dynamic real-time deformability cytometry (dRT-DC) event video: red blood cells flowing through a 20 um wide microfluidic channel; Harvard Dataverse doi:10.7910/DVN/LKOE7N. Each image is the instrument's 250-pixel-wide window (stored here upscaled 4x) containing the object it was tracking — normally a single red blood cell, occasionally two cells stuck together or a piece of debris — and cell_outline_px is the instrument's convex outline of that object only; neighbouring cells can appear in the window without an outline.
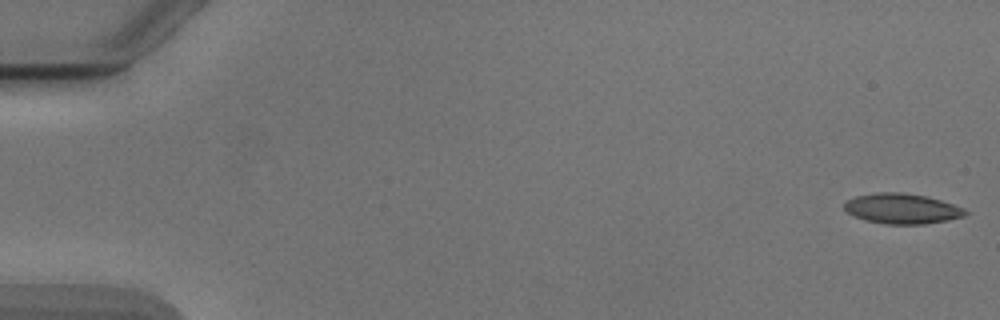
{"species": "Egyptian fruit bat (a non-hibernating species)", "species_latin": "Rousettus aegyptiacus", "temperature_condition": "cold", "stored_images_in_passage": 8, "camera_frame_rate_fps": 3000, "um_per_image_px": 0.085, "animal": {"sex": "male"}, "frame": {"image": 1, "passage_image": 1, "time_ms": 0.0, "image_size_px": [1000, 320], "cell_outline_px": [[968, 212], [964, 216], [948, 220], [924, 224], [884, 224], [864, 220], [848, 212], [844, 208], [844, 204], [848, 200], [856, 196], [876, 192], [904, 192], [928, 196], [964, 208]], "centroid_in_image_um": [76.68, 17.73], "position_along_channel_um": 8.3, "area_um2": 21.33}}